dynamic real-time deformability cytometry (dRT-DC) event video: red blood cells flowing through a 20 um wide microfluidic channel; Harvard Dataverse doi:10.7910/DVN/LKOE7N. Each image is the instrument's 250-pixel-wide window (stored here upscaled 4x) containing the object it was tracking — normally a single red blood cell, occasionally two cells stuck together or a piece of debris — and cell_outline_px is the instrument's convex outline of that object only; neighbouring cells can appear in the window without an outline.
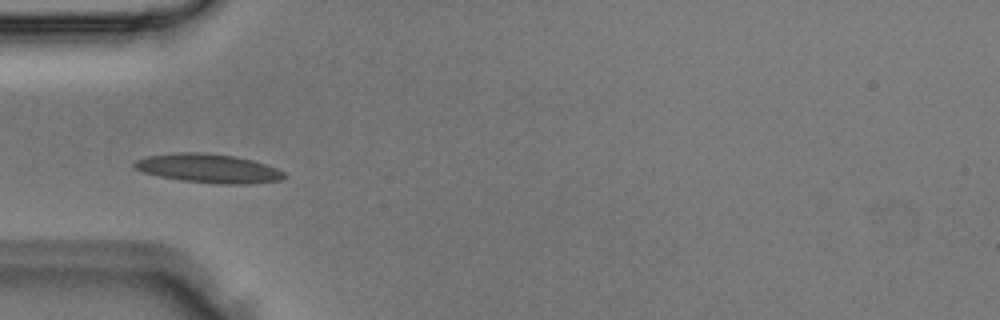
{"species": "Egyptian fruit bat (a non-hibernating species)", "species_latin": "Rousettus aegyptiacus", "temperature_condition": "room temperature", "stored_images_in_passage": 4, "camera_frame_rate_fps": 3000, "um_per_image_px": 0.085, "animal": {"sex": "male"}, "frame": {"image": 1, "passage_image": 4, "time_ms": 1.0, "image_size_px": [1000, 320], "cell_outline_px": [[288, 176], [280, 180], [248, 184], [220, 184], [184, 180], [160, 176], [144, 172], [136, 168], [132, 164], [136, 160], [148, 156], [180, 152], [204, 152], [236, 156], [252, 160], [276, 168], [284, 172]], "centroid_in_image_um": [17.76, 14.3], "position_along_channel_um": 67.2, "area_um2": 25.03}}